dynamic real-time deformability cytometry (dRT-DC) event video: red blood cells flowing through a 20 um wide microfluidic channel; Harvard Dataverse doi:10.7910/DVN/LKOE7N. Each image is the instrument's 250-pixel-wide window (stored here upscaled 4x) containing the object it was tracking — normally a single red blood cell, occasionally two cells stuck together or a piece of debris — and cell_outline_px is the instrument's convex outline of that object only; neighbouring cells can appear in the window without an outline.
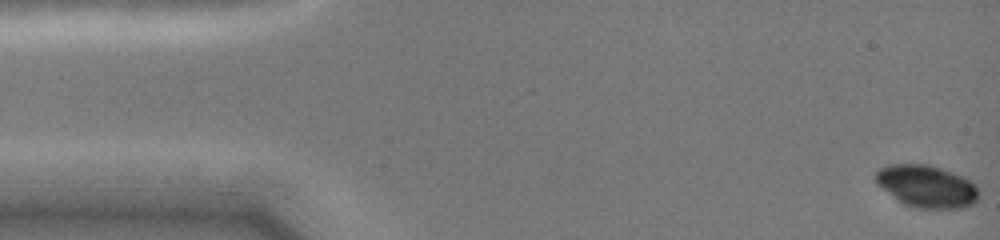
{"species": "common noctule bat (a hibernating species)", "species_latin": "Nyctalus noctula", "temperature_condition": "cold", "stored_images_in_passage": 51, "camera_frame_rate_fps": 3000, "um_per_image_px": 0.085, "animal": {"sex": "female", "body_mass_g": 19.0, "forearm_length_mm": 51.5}, "frame": {"image": 1, "passage_image": 1, "time_ms": 0.0, "image_size_px": [1000, 240], "cell_outline_px": [[980, 196], [972, 204], [964, 208], [912, 208], [904, 204], [876, 184], [876, 172], [880, 168], [888, 164], [928, 164], [964, 176], [972, 180], [980, 192]], "centroid_in_image_um": [78.8, 15.83], "position_along_channel_um": 6.2, "area_um2": 25.61}}
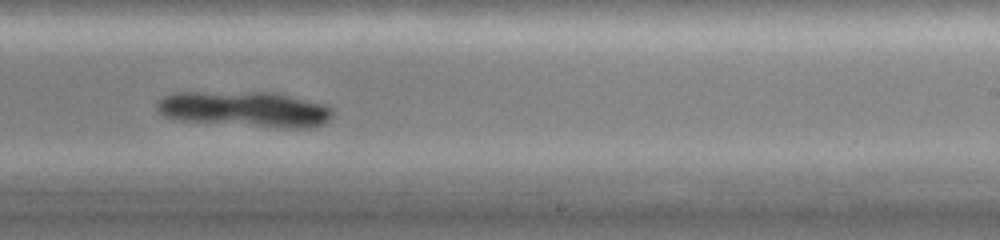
{"frame": {"image": 2, "passage_image": 32, "time_ms": 9.667, "image_size_px": [1000, 240], "cell_outline_px": [[336, 112], [324, 124], [312, 128], [280, 128], [172, 120], [156, 112], [156, 100], [172, 92], [276, 92], [328, 104]], "centroid_in_image_um": [20.82, 9.28], "position_along_channel_um": 268.2, "area_um2": 37.63}}
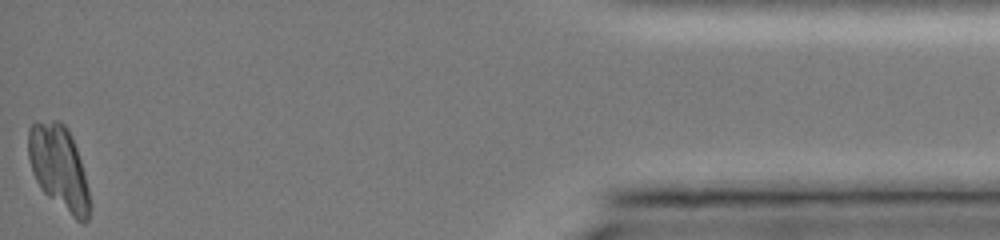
{"frame": {"image": 3, "passage_image": 51, "time_ms": 15.667, "image_size_px": [1000, 240], "cell_outline_px": [[88, 220], [84, 224], [76, 220], [48, 196], [40, 188], [32, 172], [28, 156], [28, 128], [36, 120], [60, 120], [64, 124], [76, 148], [84, 172], [88, 188]], "centroid_in_image_um": [4.97, 14.21], "position_along_channel_um": 430.2, "area_um2": 29.82}}